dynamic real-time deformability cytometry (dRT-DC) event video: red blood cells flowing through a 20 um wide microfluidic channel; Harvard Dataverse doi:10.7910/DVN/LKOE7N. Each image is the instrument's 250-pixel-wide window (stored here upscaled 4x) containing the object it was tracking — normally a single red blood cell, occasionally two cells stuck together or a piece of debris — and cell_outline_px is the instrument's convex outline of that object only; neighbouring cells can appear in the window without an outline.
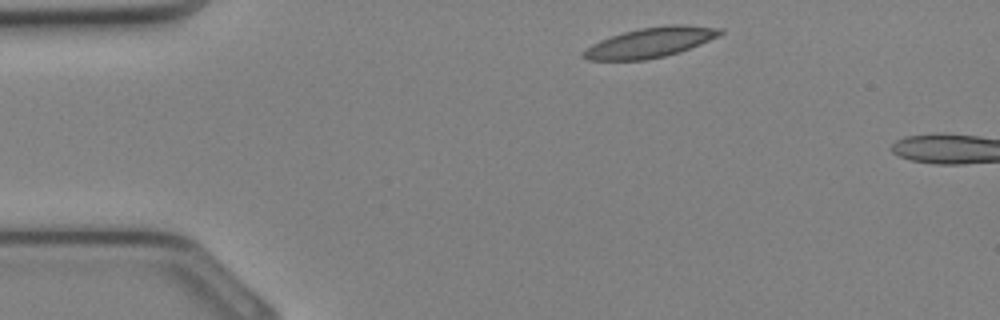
{"species": "Egyptian fruit bat (a non-hibernating species)", "species_latin": "Rousettus aegyptiacus", "temperature_condition": "cold", "stored_images_in_passage": 5, "camera_frame_rate_fps": 3000, "um_per_image_px": 0.085, "animal": {"sex": "female"}, "frame": {"image": 1, "passage_image": 1, "time_ms": 0.0, "image_size_px": [1000, 320], "cell_outline_px": [[724, 32], [700, 44], [680, 52], [648, 60], [588, 60], [580, 56], [580, 52], [592, 44], [600, 40], [624, 32], [640, 28], [668, 24], [688, 24], [724, 28]], "centroid_in_image_um": [55.27, 3.6], "position_along_channel_um": 29.7, "area_um2": 24.04}}